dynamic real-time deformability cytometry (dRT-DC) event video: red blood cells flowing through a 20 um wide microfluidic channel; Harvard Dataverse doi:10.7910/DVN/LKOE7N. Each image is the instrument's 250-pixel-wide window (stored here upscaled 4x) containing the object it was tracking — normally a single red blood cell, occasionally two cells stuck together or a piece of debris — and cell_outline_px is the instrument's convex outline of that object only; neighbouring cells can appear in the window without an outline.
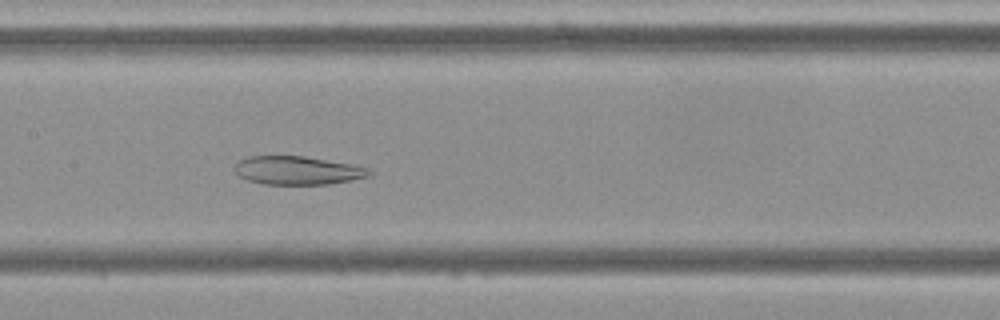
{"species": "Egyptian fruit bat (a non-hibernating species)", "species_latin": "Rousettus aegyptiacus", "temperature_condition": "cold", "stored_images_in_passage": 56, "camera_frame_rate_fps": 3000, "um_per_image_px": 0.085, "frame": {"image": 1, "passage_image": 27, "time_ms": 8.667, "image_size_px": [1000, 320], "cell_outline_px": [[372, 172], [368, 176], [352, 180], [328, 184], [264, 184], [248, 180], [236, 176], [236, 164], [240, 160], [248, 156], [304, 156], [352, 164], [368, 168]], "centroid_in_image_um": [25.28, 14.48], "position_along_channel_um": 182.1, "area_um2": 22.2}}
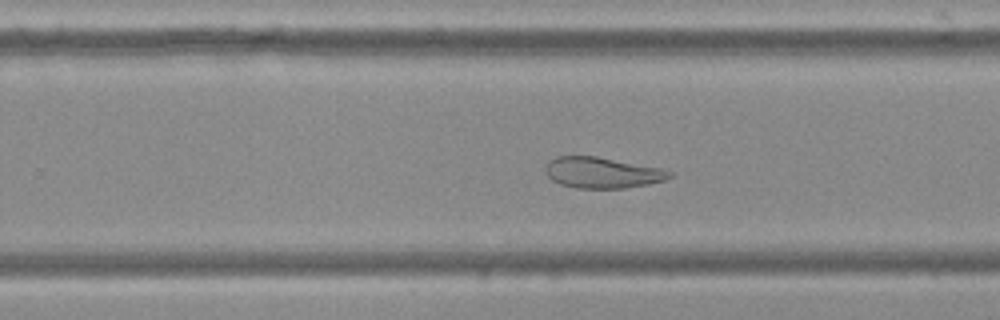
{"frame": {"image": 2, "passage_image": 35, "time_ms": 11.333, "image_size_px": [1000, 320], "cell_outline_px": [[676, 172], [672, 176], [664, 180], [648, 184], [624, 188], [576, 188], [560, 184], [552, 180], [548, 176], [544, 168], [548, 160], [556, 156], [596, 156], [660, 168]], "centroid_in_image_um": [51.17, 14.67], "position_along_channel_um": 278.6, "area_um2": 22.43}}
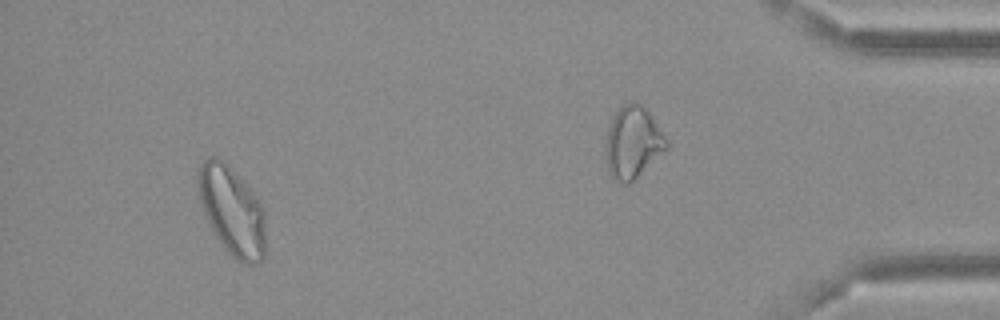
{"frame": {"image": 3, "passage_image": 52, "time_ms": 17.0, "image_size_px": [1000, 320], "cell_outline_px": [[264, 256], [256, 264], [244, 264], [236, 260], [224, 248], [216, 236], [204, 212], [200, 200], [196, 180], [196, 168], [208, 156], [216, 156], [224, 160], [252, 188], [260, 200], [264, 208]], "centroid_in_image_um": [19.71, 17.85], "position_along_channel_um": 415.5, "area_um2": 35.43}}